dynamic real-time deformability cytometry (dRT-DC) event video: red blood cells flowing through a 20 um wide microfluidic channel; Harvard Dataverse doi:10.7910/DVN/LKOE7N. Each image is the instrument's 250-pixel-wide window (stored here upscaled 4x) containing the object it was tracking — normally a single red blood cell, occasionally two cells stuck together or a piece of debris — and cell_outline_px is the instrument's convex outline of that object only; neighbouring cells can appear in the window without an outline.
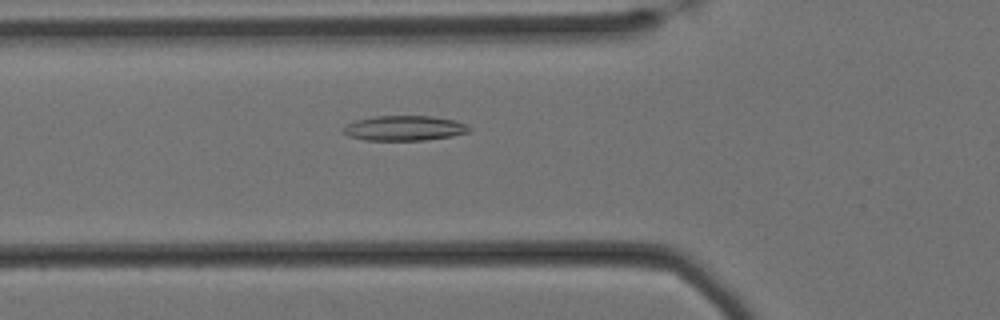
{"species": "Egyptian fruit bat (a non-hibernating species)", "species_latin": "Rousettus aegyptiacus", "temperature_condition": "cold", "stored_images_in_passage": 43, "camera_frame_rate_fps": 3000, "um_per_image_px": 0.085, "animal": {"sex": "female"}, "frame": {"image": 1, "passage_image": 4, "time_ms": 1.0, "image_size_px": [1000, 320], "cell_outline_px": [[472, 128], [468, 132], [452, 136], [424, 140], [364, 140], [348, 136], [340, 132], [348, 124], [356, 120], [376, 116], [432, 116], [456, 120], [468, 124]], "centroid_in_image_um": [34.39, 10.89], "position_along_channel_um": 91.4, "area_um2": 18.44}}
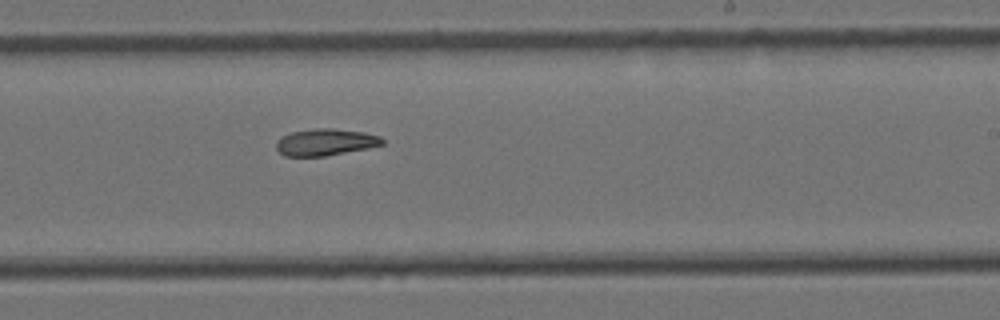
{"frame": {"image": 2, "passage_image": 19, "time_ms": 6.0, "image_size_px": [1000, 320], "cell_outline_px": [[384, 144], [368, 148], [324, 156], [284, 156], [276, 148], [276, 140], [280, 136], [292, 132], [316, 128], [332, 128], [364, 132], [380, 136], [384, 140]], "centroid_in_image_um": [27.65, 12.08], "position_along_channel_um": 261.4, "area_um2": 16.59}}
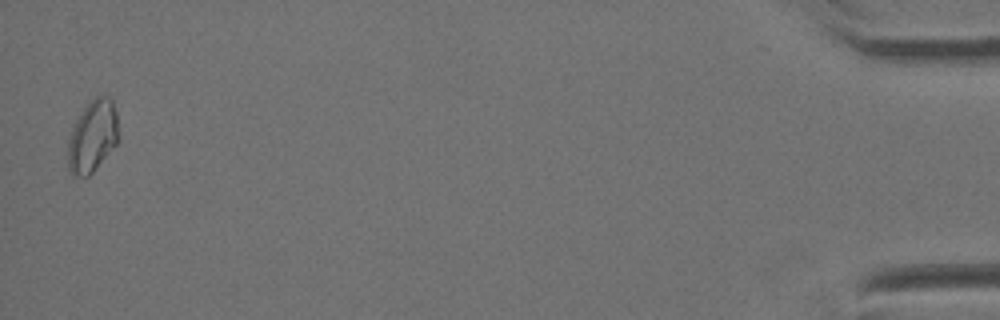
{"frame": {"image": 3, "passage_image": 42, "time_ms": 13.667, "image_size_px": [1000, 320], "cell_outline_px": [[120, 140], [92, 172], [88, 176], [72, 176], [68, 168], [68, 140], [72, 128], [76, 120], [84, 108], [96, 96], [108, 96], [112, 100], [116, 112]], "centroid_in_image_um": [7.88, 11.59], "position_along_channel_um": 427.3, "area_um2": 21.15}, "authors_computed_cell_mechanics": {"area_um2": 17.051, "velocity_mm_per_s": 3.3963, "shape_relaxation_time_tau1_ms": null, "shape_relaxation_time_tau2_ms": 8.922, "deformation_change_tau1": null, "deformation_change_tau2": 0.1394}}